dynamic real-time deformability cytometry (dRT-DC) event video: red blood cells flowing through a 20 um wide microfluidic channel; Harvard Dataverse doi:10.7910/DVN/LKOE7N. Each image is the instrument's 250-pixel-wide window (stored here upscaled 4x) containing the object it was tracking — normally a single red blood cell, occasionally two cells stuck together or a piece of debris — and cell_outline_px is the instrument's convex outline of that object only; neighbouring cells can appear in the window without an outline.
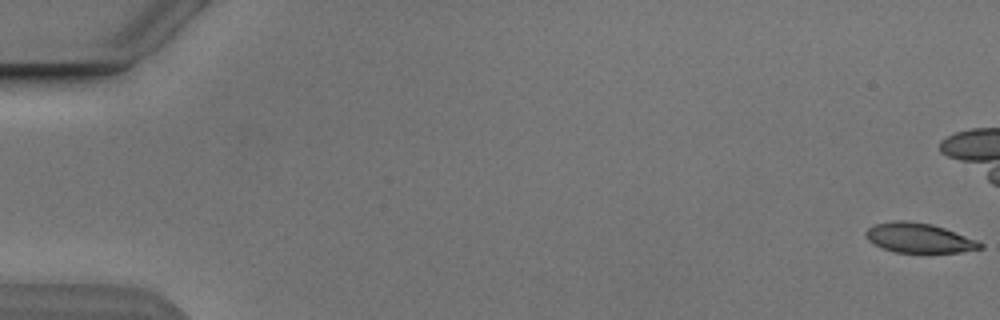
{"species": "Egyptian fruit bat (a non-hibernating species)", "species_latin": "Rousettus aegyptiacus", "temperature_condition": "cold", "stored_images_in_passage": 11, "camera_frame_rate_fps": 3000, "um_per_image_px": 0.085, "animal": {"sex": "male"}, "frame": {"image": 1, "passage_image": 1, "time_ms": 0.0, "image_size_px": [1000, 320], "cell_outline_px": [[984, 248], [960, 252], [896, 252], [872, 244], [864, 236], [864, 232], [872, 224], [892, 220], [904, 220], [932, 224], [944, 228], [976, 240], [984, 244]], "centroid_in_image_um": [78.06, 20.21], "position_along_channel_um": 6.9, "area_um2": 19.83}}